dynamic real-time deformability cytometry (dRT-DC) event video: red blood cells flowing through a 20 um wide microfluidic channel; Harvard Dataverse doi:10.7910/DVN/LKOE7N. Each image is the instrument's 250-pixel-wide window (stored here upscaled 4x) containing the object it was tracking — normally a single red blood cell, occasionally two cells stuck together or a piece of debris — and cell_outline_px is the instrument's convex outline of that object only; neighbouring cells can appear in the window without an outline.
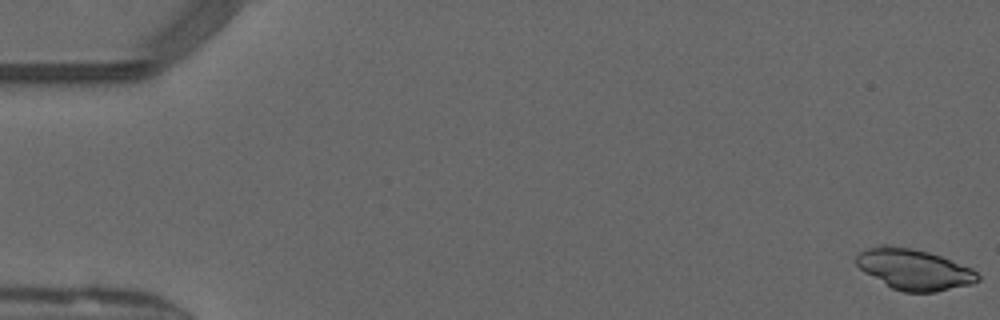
{"species": "common noctule bat (a hibernating species)", "species_latin": "Nyctalus noctula", "temperature_condition": "warm", "stored_images_in_passage": 42, "camera_frame_rate_fps": 3000, "um_per_image_px": 0.085, "animal": {"sex": "male", "forearm_length_mm": 52.5}, "frame": {"image": 1, "passage_image": 1, "time_ms": 0.0, "image_size_px": [1000, 320], "cell_outline_px": [[980, 280], [972, 284], [936, 292], [904, 292], [892, 288], [864, 272], [856, 264], [856, 256], [860, 252], [868, 248], [880, 244], [888, 244], [912, 248], [928, 252], [940, 256], [972, 268], [980, 276]], "centroid_in_image_um": [77.69, 22.89], "position_along_channel_um": 7.3, "area_um2": 28.9}}